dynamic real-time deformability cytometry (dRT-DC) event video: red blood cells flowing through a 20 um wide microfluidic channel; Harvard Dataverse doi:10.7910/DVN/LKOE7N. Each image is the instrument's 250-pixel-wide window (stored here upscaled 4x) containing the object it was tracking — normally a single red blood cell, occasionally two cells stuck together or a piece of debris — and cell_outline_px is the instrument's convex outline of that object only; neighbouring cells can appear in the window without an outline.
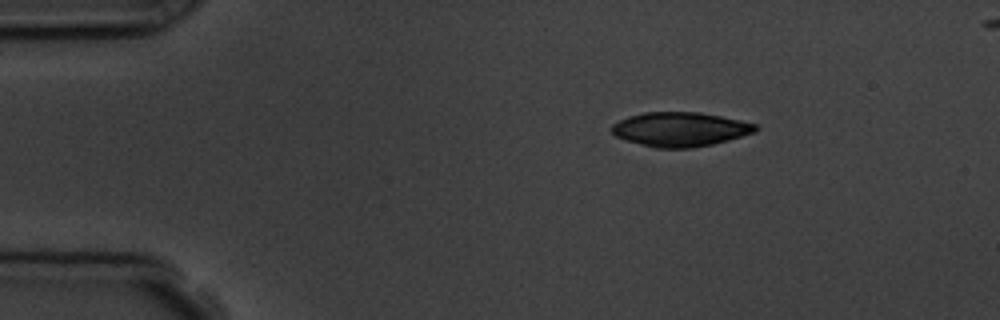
{"species": "common noctule bat (a hibernating species)", "species_latin": "Nyctalus noctula", "temperature_condition": "room temperature", "stored_images_in_passage": 3, "camera_frame_rate_fps": 3000, "um_per_image_px": 0.085, "animal": {"sex": "male", "body_mass_g": 19.5, "forearm_length_mm": 54.6}, "frame": {"image": 1, "passage_image": 1, "time_ms": 0.0, "image_size_px": [1000, 320], "cell_outline_px": [[760, 128], [756, 132], [728, 140], [712, 144], [692, 148], [656, 148], [640, 144], [616, 136], [612, 132], [612, 124], [628, 116], [644, 112], [700, 112], [760, 124]], "centroid_in_image_um": [57.86, 10.98], "position_along_channel_um": 27.1, "area_um2": 28.78}}